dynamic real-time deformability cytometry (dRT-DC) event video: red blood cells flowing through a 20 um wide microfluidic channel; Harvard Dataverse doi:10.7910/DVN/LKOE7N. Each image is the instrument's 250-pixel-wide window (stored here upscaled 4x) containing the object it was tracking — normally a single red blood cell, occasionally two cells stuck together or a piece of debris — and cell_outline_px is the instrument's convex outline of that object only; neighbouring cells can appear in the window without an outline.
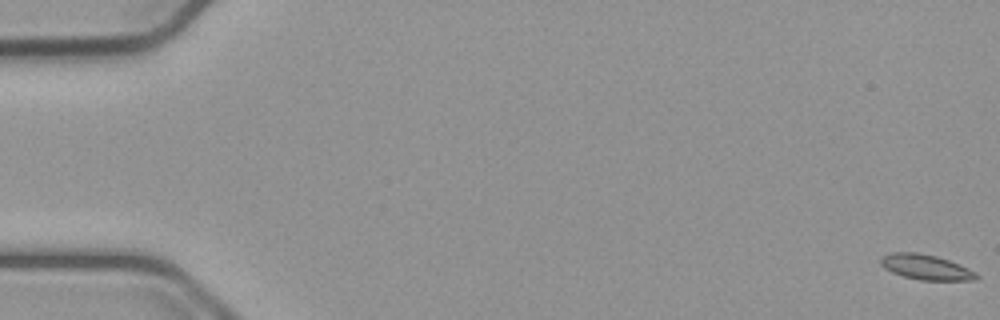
{"species": "common noctule bat (a hibernating species)", "species_latin": "Nyctalus noctula", "temperature_condition": "cold", "stored_images_in_passage": 56, "camera_frame_rate_fps": 3000, "um_per_image_px": 0.085, "animal": {"sex": "male", "body_mass_g": 23.1, "forearm_length_mm": 52.7}, "frame": {"image": 1, "passage_image": 1, "time_ms": 0.0, "image_size_px": [1000, 320], "cell_outline_px": [[980, 276], [976, 280], [920, 280], [904, 276], [892, 272], [884, 268], [880, 264], [880, 256], [892, 252], [916, 252], [936, 256], [960, 264], [976, 272]], "centroid_in_image_um": [78.7, 22.7], "position_along_channel_um": 6.3, "area_um2": 14.1}}
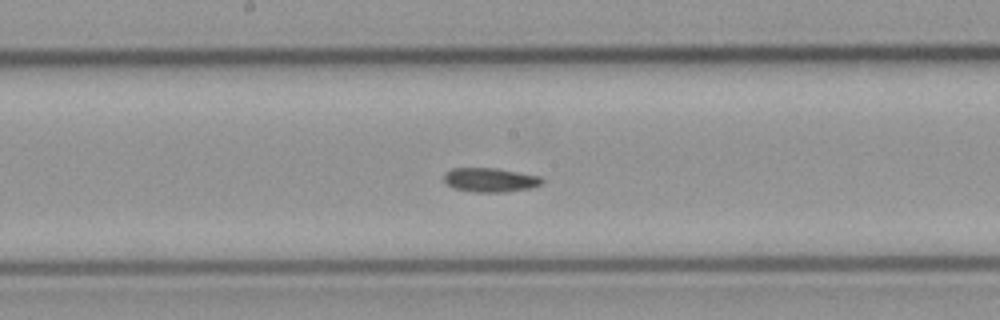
{"frame": {"image": 2, "passage_image": 30, "time_ms": 9.667, "image_size_px": [1000, 320], "cell_outline_px": [[544, 180], [540, 184], [532, 188], [504, 192], [476, 192], [452, 188], [444, 184], [444, 172], [452, 168], [496, 168], [540, 176]], "centroid_in_image_um": [41.62, 15.29], "position_along_channel_um": 206.6, "area_um2": 13.93}}
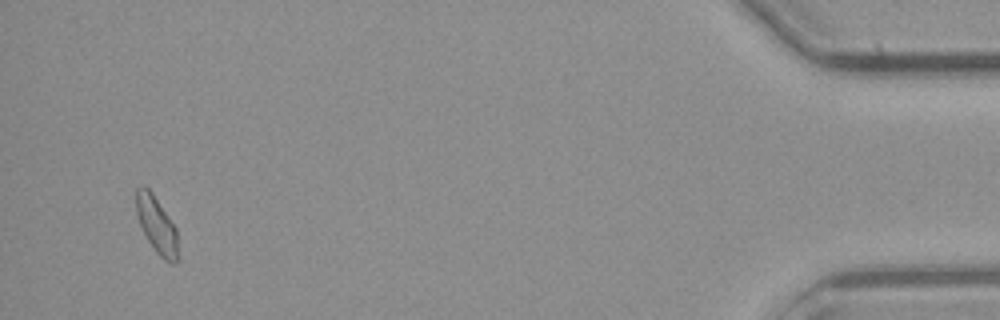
{"frame": {"image": 3, "passage_image": 54, "time_ms": 17.667, "image_size_px": [1000, 320], "cell_outline_px": [[180, 256], [176, 264], [172, 264], [164, 260], [156, 252], [148, 240], [140, 224], [136, 212], [136, 188], [144, 184], [152, 192], [176, 228]], "centroid_in_image_um": [13.35, 19.16], "position_along_channel_um": 421.9, "area_um2": 13.99}, "authors_computed_cell_mechanics": {"area_um2": 13.9298, "velocity_mm_per_s": 3.7413, "shape_relaxation_time_tau1_ms": null, "shape_relaxation_time_tau2_ms": 5.3262, "deformation_change_tau1": null, "deformation_change_tau2": 0.0937}}